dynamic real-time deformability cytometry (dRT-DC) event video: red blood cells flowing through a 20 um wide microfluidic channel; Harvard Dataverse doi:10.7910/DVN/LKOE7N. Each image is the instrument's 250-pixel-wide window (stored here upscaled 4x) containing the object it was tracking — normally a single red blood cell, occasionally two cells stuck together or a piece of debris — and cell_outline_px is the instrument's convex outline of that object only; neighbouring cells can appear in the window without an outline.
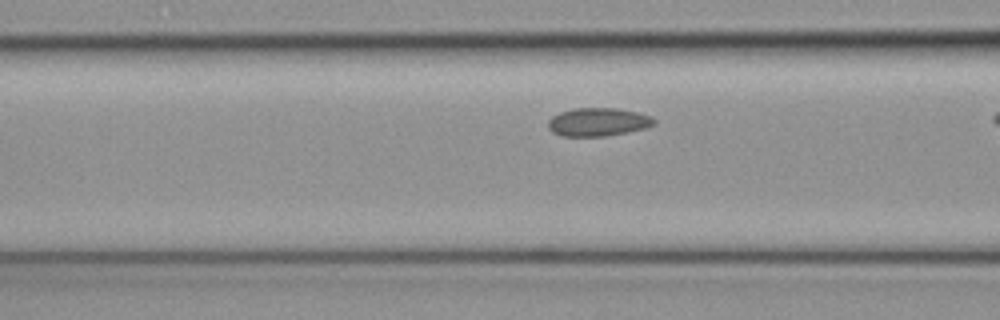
{"species": "common noctule bat (a hibernating species)", "species_latin": "Nyctalus noctula", "temperature_condition": "cold", "stored_images_in_passage": 27, "camera_frame_rate_fps": 3000, "um_per_image_px": 0.085, "animal": {"sex": "female", "body_mass_g": 19.3, "forearm_length_mm": 54.1}, "frame": {"image": 1, "passage_image": 8, "time_ms": 2.333, "image_size_px": [1000, 320], "cell_outline_px": [[656, 124], [644, 128], [628, 132], [604, 136], [560, 136], [552, 132], [548, 128], [548, 120], [552, 116], [560, 112], [572, 108], [616, 108], [636, 112], [652, 116], [656, 120]], "centroid_in_image_um": [50.82, 10.37], "position_along_channel_um": 115.8, "area_um2": 17.57}}
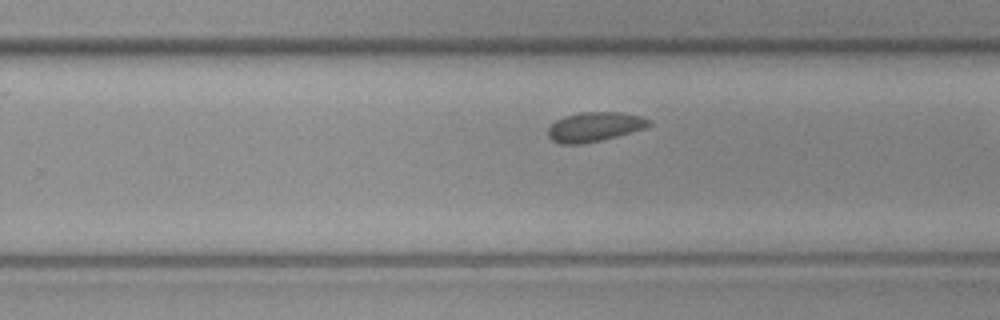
{"frame": {"image": 2, "passage_image": 20, "time_ms": 6.333, "image_size_px": [1000, 320], "cell_outline_px": [[652, 124], [644, 128], [616, 136], [600, 140], [580, 144], [560, 144], [552, 140], [548, 136], [548, 128], [556, 120], [564, 116], [580, 112], [620, 112], [640, 116], [652, 120]], "centroid_in_image_um": [50.53, 10.77], "position_along_channel_um": 279.3, "area_um2": 17.22}}
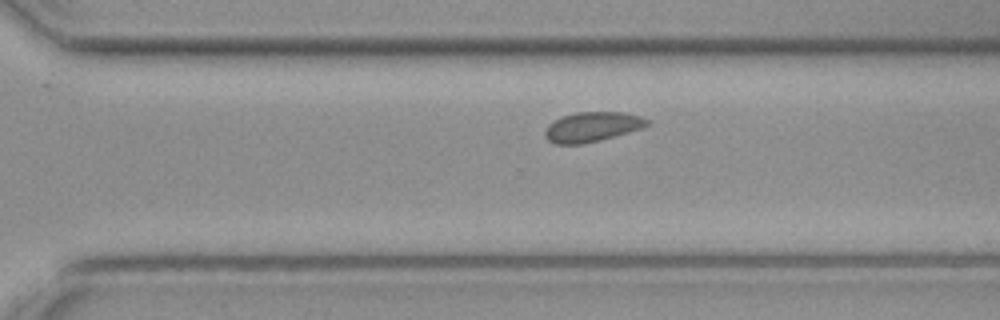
{"frame": {"image": 3, "passage_image": 23, "time_ms": 7.333, "image_size_px": [1000, 320], "cell_outline_px": [[648, 124], [644, 128], [580, 144], [556, 144], [548, 140], [544, 136], [544, 132], [548, 124], [552, 120], [560, 116], [576, 112], [624, 112], [640, 116], [648, 120]], "centroid_in_image_um": [50.28, 10.76], "position_along_channel_um": 320.3, "area_um2": 17.63}}